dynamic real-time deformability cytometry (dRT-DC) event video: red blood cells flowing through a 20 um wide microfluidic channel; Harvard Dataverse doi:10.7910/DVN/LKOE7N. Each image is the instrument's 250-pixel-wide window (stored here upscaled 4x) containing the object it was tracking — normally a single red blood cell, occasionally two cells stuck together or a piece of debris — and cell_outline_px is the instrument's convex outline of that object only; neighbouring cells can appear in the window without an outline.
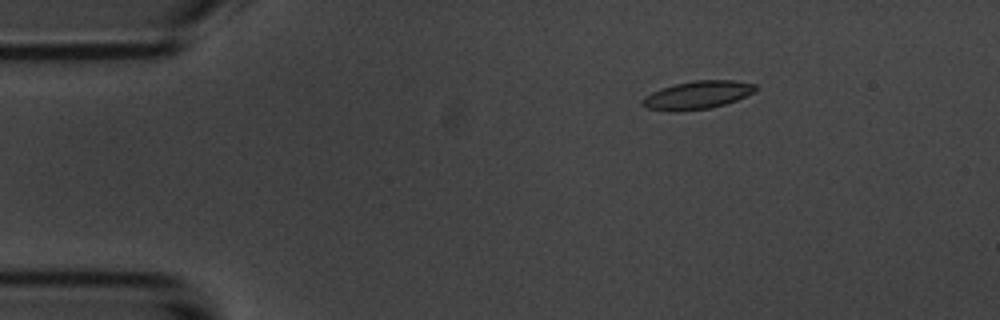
{"species": "common noctule bat (a hibernating species)", "species_latin": "Nyctalus noctula", "temperature_condition": "room temperature", "stored_images_in_passage": 5, "camera_frame_rate_fps": 3000, "um_per_image_px": 0.085, "animal": {"sex": "male", "body_mass_g": 20.1, "forearm_length_mm": 53.5}, "frame": {"image": 1, "passage_image": 3, "time_ms": 2.333, "image_size_px": [1000, 320], "cell_outline_px": [[756, 92], [736, 100], [712, 108], [672, 112], [648, 108], [640, 104], [640, 100], [644, 96], [660, 88], [676, 84], [696, 80], [736, 80], [756, 84]], "centroid_in_image_um": [59.27, 8.08], "position_along_channel_um": 25.7, "area_um2": 18.67}}